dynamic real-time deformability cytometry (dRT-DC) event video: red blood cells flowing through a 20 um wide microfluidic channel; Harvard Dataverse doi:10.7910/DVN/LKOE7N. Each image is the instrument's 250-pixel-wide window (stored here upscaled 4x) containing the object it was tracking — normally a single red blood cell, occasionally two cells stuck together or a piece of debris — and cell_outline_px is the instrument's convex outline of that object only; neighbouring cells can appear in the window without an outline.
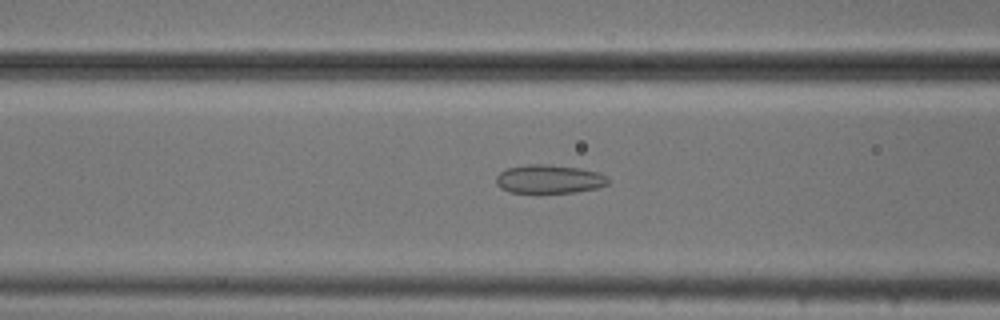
{"species": "common noctule bat (a hibernating species)", "species_latin": "Nyctalus noctula", "temperature_condition": "cold", "stored_images_in_passage": 53, "camera_frame_rate_fps": 3000, "um_per_image_px": 0.085, "animal": {"sex": "male", "body_mass_g": 20.5, "forearm_length_mm": 52.5}, "frame": {"image": 1, "passage_image": 21, "time_ms": 6.667, "image_size_px": [1000, 320], "cell_outline_px": [[608, 184], [596, 188], [576, 192], [508, 192], [500, 188], [496, 184], [496, 176], [500, 172], [508, 168], [528, 164], [548, 164], [580, 168], [600, 172], [608, 180]], "centroid_in_image_um": [46.66, 15.21], "position_along_channel_um": 119.9, "area_um2": 18.61}}
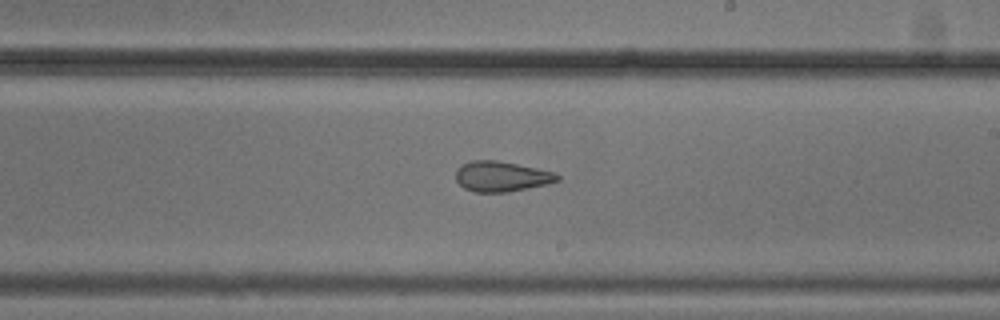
{"frame": {"image": 2, "passage_image": 31, "time_ms": 10.0, "image_size_px": [1000, 320], "cell_outline_px": [[560, 180], [548, 184], [508, 192], [472, 192], [464, 188], [456, 180], [456, 168], [460, 164], [472, 160], [496, 160], [556, 172], [560, 176]], "centroid_in_image_um": [42.61, 15.0], "position_along_channel_um": 246.4, "area_um2": 18.09}}
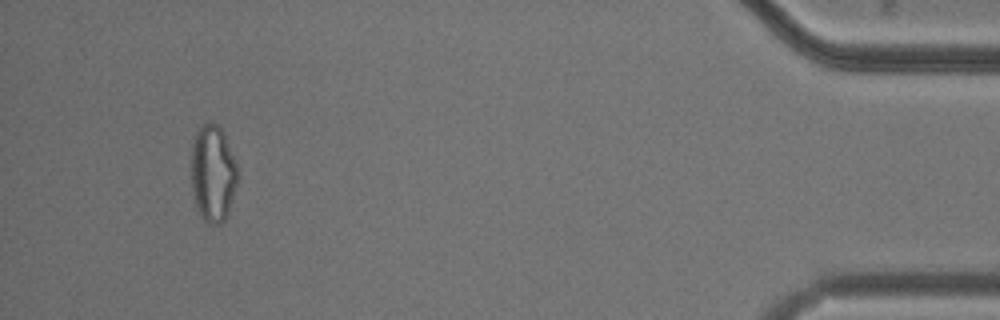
{"frame": {"image": 3, "passage_image": 50, "time_ms": 16.333, "image_size_px": [1000, 320], "cell_outline_px": [[240, 176], [228, 212], [224, 220], [220, 224], [208, 224], [200, 216], [192, 192], [192, 144], [196, 132], [200, 124], [208, 120], [212, 120], [224, 132], [236, 160], [240, 172]], "centroid_in_image_um": [18.13, 14.69], "position_along_channel_um": 417.1, "area_um2": 26.82}, "authors_computed_cell_mechanics": {"area_um2": 22.831, "velocity_mm_per_s": 3.789, "shape_relaxation_time_tau1_ms": null, "shape_relaxation_time_tau2_ms": 1.5664, "deformation_change_tau1": null, "deformation_change_tau2": 0.088}}